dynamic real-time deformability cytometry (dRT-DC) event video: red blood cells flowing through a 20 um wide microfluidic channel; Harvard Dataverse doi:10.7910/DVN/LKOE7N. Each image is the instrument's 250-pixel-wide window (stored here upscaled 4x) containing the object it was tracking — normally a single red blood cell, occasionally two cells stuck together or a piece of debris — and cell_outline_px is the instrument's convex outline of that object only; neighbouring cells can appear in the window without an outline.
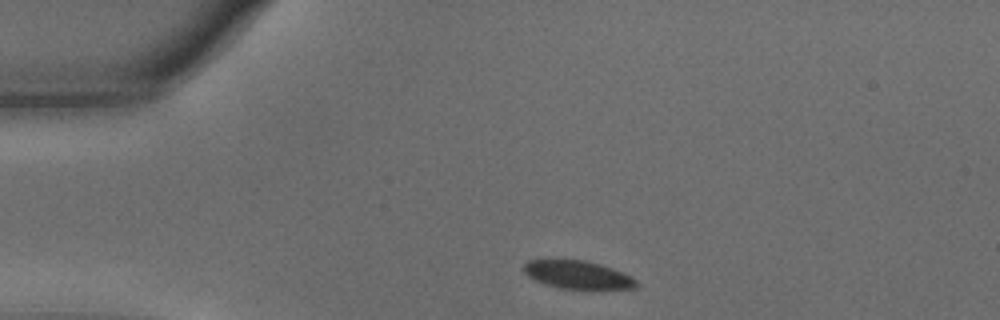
{"species": "common noctule bat (a hibernating species)", "species_latin": "Nyctalus noctula", "temperature_condition": "warm", "stored_images_in_passage": 5, "camera_frame_rate_fps": 3000, "um_per_image_px": 0.085, "animal": {"sex": "male", "body_mass_g": 15.6}, "frame": {"image": 1, "passage_image": 1, "time_ms": 0.0, "image_size_px": [1000, 320], "cell_outline_px": [[640, 284], [636, 288], [560, 288], [536, 280], [528, 276], [524, 272], [524, 264], [528, 260], [584, 260], [600, 264], [624, 272], [632, 276]], "centroid_in_image_um": [49.14, 23.34], "position_along_channel_um": 35.9, "area_um2": 18.09}}